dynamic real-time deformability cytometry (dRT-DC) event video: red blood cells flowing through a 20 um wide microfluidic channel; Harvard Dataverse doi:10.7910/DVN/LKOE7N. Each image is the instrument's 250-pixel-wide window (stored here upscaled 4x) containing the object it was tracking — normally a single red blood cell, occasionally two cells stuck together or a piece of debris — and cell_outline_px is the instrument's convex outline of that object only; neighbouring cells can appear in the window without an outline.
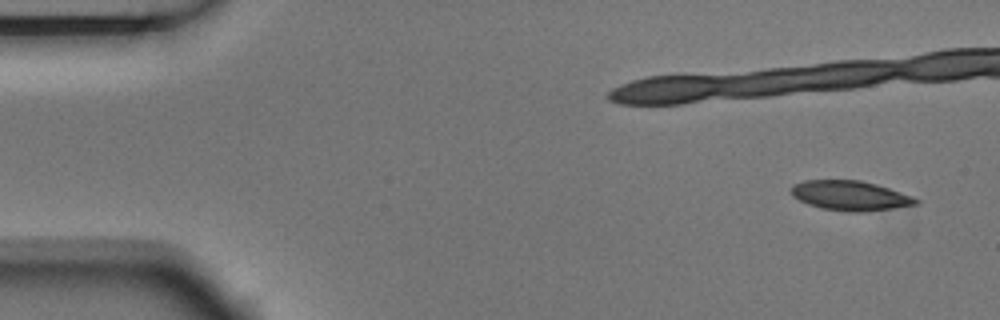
{"species": "Egyptian fruit bat (a non-hibernating species)", "species_latin": "Rousettus aegyptiacus", "temperature_condition": "room temperature", "stored_images_in_passage": 5, "camera_frame_rate_fps": 3000, "um_per_image_px": 0.085, "animal": {"sex": "male"}, "frame": {"image": 1, "passage_image": 1, "time_ms": 0.0, "image_size_px": [1000, 320], "cell_outline_px": [[920, 204], [892, 208], [860, 212], [848, 212], [820, 208], [808, 204], [792, 196], [792, 184], [804, 180], [860, 180], [876, 184], [912, 196], [920, 200]], "centroid_in_image_um": [72.26, 16.63], "position_along_channel_um": 12.7, "area_um2": 21.56}}